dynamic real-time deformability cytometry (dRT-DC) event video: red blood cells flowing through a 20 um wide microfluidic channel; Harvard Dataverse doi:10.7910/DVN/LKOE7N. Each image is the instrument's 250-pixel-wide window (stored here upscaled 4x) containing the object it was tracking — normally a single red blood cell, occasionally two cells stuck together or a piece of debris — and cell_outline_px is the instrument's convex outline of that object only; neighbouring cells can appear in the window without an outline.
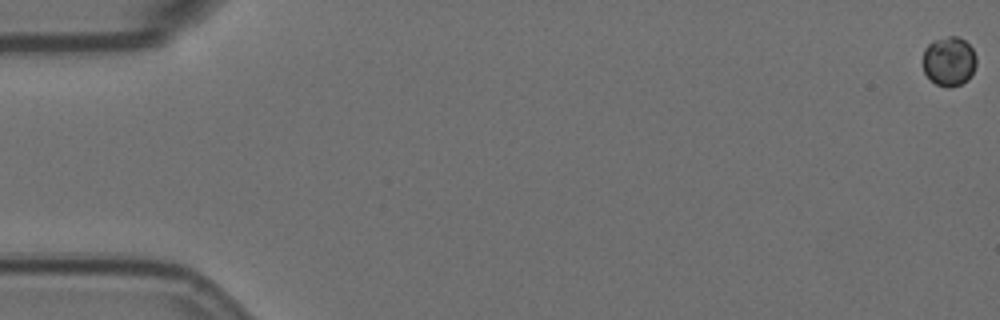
{"species": "Egyptian fruit bat (a non-hibernating species)", "species_latin": "Rousettus aegyptiacus", "temperature_condition": "room temperature", "stored_images_in_passage": 8, "camera_frame_rate_fps": 3000, "um_per_image_px": 0.085, "animal": {"sex": "female"}, "frame": {"image": 1, "passage_image": 1, "time_ms": 0.0, "image_size_px": [1000, 320], "cell_outline_px": [[976, 64], [968, 80], [960, 84], [948, 88], [936, 84], [924, 72], [924, 48], [932, 40], [948, 36], [956, 36], [964, 40], [972, 48], [976, 56]], "centroid_in_image_um": [80.67, 5.2], "position_along_channel_um": 4.3, "area_um2": 15.32}}